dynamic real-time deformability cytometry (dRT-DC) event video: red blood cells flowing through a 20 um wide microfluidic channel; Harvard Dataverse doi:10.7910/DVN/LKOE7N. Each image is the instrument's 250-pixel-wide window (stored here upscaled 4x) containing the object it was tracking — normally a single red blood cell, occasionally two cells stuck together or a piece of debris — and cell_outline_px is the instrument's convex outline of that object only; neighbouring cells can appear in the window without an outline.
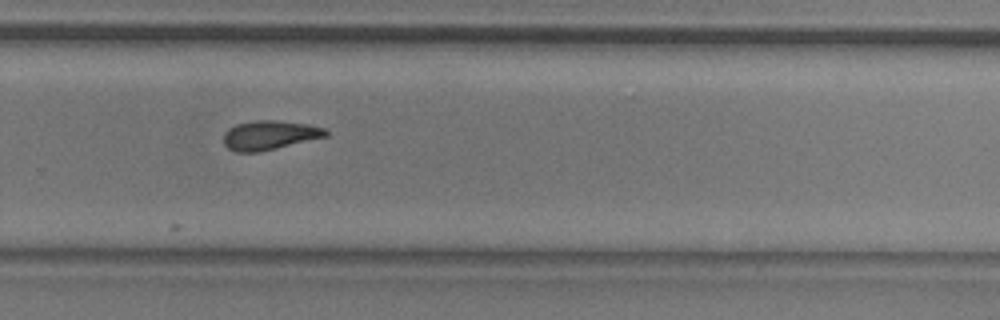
{"species": "common noctule bat (a hibernating species)", "species_latin": "Nyctalus noctula", "temperature_condition": "room temperature", "stored_images_in_passage": 13, "camera_frame_rate_fps": 3000, "um_per_image_px": 0.085, "animal": {"sex": "male", "body_mass_g": 20.5, "forearm_length_mm": 52.5}, "frame": {"image": 1, "passage_image": 12, "time_ms": 13.667, "image_size_px": [1000, 320], "cell_outline_px": [[328, 136], [260, 152], [236, 152], [228, 148], [224, 144], [224, 132], [228, 128], [236, 124], [256, 120], [276, 120], [308, 124], [324, 128], [328, 132]], "centroid_in_image_um": [22.9, 11.49], "position_along_channel_um": 306.9, "area_um2": 17.46}}
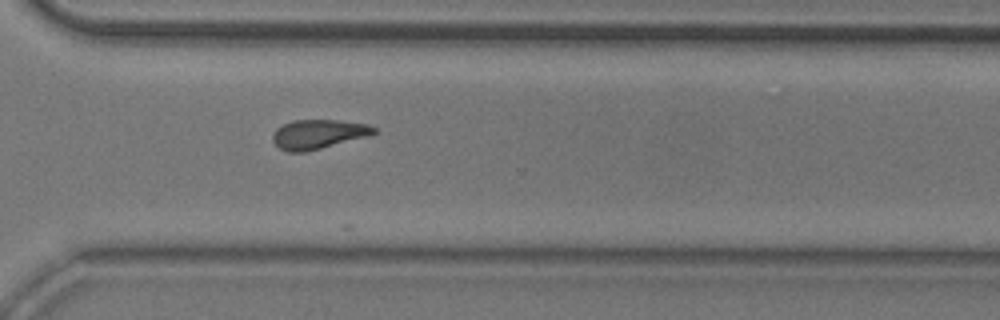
{"frame": {"image": 2, "passage_image": 13, "time_ms": 14.667, "image_size_px": [1000, 320], "cell_outline_px": [[376, 132], [372, 136], [304, 152], [288, 152], [280, 148], [272, 140], [272, 136], [276, 128], [292, 120], [336, 120], [368, 124], [376, 128]], "centroid_in_image_um": [27.08, 11.4], "position_along_channel_um": 343.5, "area_um2": 17.4}}